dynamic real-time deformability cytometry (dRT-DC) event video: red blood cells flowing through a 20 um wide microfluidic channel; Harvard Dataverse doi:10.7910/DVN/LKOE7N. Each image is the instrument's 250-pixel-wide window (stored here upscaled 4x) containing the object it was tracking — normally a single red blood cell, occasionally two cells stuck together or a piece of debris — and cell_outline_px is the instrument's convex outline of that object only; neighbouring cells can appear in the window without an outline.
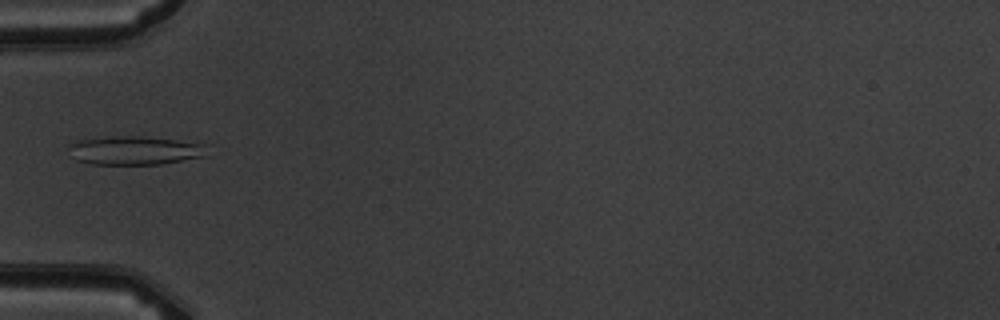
{"species": "common noctule bat (a hibernating species)", "species_latin": "Nyctalus noctula", "temperature_condition": "warm", "stored_images_in_passage": 1, "camera_frame_rate_fps": 3000, "um_per_image_px": 0.085, "animal": {"sex": "male", "body_mass_g": 19.5, "forearm_length_mm": 54.6}, "frame": {"image": 1, "passage_image": 1, "time_ms": 0.0, "image_size_px": [1000, 320], "cell_outline_px": [[208, 156], [160, 164], [92, 164], [76, 160], [68, 148], [68, 144], [80, 140], [120, 136], [140, 136], [204, 144]], "centroid_in_image_um": [11.45, 12.8], "position_along_channel_um": 73.5, "area_um2": 22.77}}